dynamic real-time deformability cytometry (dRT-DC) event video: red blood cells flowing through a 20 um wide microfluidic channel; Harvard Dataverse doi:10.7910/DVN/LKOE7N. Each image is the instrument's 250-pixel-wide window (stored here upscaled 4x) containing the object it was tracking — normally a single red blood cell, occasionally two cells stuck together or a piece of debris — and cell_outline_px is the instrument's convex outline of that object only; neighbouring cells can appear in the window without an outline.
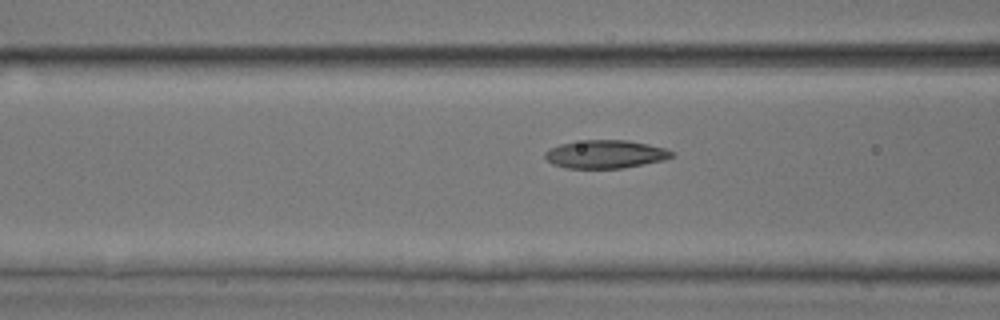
{"species": "common noctule bat (a hibernating species)", "species_latin": "Nyctalus noctula", "temperature_condition": "room temperature", "stored_images_in_passage": 21, "camera_frame_rate_fps": 3000, "um_per_image_px": 0.085, "animal": {"sex": "male", "body_mass_g": 17.9, "forearm_length_mm": 54.2}, "frame": {"image": 1, "passage_image": 15, "time_ms": 4.667, "image_size_px": [1000, 320], "cell_outline_px": [[676, 156], [664, 160], [624, 168], [564, 168], [552, 164], [544, 156], [544, 152], [548, 148], [560, 144], [584, 140], [628, 140], [648, 144], [664, 148], [676, 152]], "centroid_in_image_um": [51.48, 13.11], "position_along_channel_um": 115.1, "area_um2": 21.04}}